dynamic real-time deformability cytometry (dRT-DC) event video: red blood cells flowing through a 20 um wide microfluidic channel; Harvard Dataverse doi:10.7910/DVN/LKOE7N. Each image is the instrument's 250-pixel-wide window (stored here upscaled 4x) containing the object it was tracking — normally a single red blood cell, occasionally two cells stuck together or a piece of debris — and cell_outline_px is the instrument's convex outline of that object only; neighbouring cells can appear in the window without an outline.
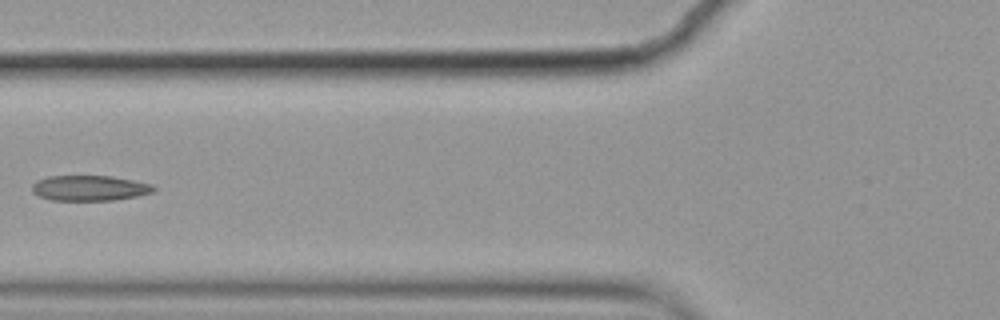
{"species": "common noctule bat (a hibernating species)", "species_latin": "Nyctalus noctula", "temperature_condition": "cold", "stored_images_in_passage": 7, "camera_frame_rate_fps": 3000, "um_per_image_px": 0.085, "animal": {"sex": "female", "body_mass_g": 19.9}, "frame": {"image": 1, "passage_image": 5, "time_ms": 1.333, "image_size_px": [1000, 320], "cell_outline_px": [[156, 188], [152, 192], [136, 196], [112, 200], [52, 200], [40, 196], [32, 192], [32, 184], [36, 180], [48, 176], [112, 176], [152, 184]], "centroid_in_image_um": [7.59, 15.98], "position_along_channel_um": 118.2, "area_um2": 17.86}}
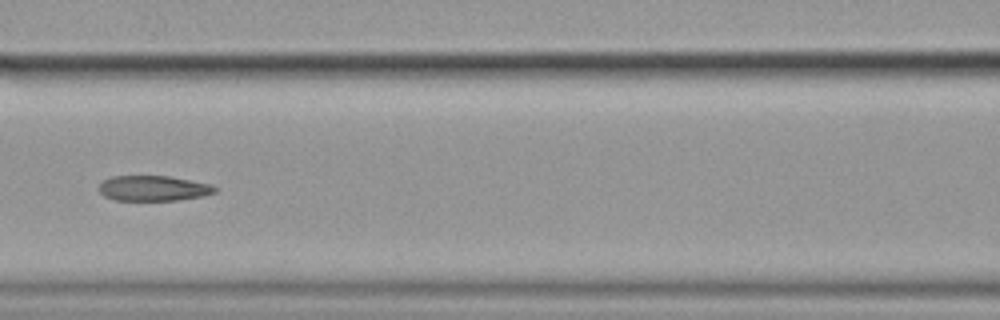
{"frame": {"image": 2, "passage_image": 6, "time_ms": 1.667, "image_size_px": [1000, 320], "cell_outline_px": [[216, 192], [204, 196], [176, 200], [116, 200], [104, 196], [96, 188], [100, 180], [112, 176], [168, 176], [212, 184], [216, 188]], "centroid_in_image_um": [12.98, 16.0], "position_along_channel_um": 153.6, "area_um2": 17.28}}
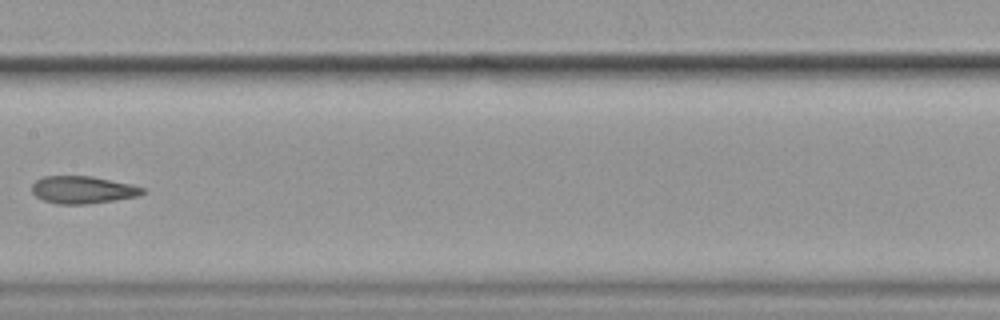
{"frame": {"image": 3, "passage_image": 7, "time_ms": 2.0, "image_size_px": [1000, 320], "cell_outline_px": [[148, 192], [136, 196], [88, 204], [56, 204], [44, 200], [36, 196], [32, 192], [32, 184], [36, 180], [44, 176], [92, 176], [132, 184], [144, 188]], "centroid_in_image_um": [7.03, 16.13], "position_along_channel_um": 200.4, "area_um2": 17.69}}